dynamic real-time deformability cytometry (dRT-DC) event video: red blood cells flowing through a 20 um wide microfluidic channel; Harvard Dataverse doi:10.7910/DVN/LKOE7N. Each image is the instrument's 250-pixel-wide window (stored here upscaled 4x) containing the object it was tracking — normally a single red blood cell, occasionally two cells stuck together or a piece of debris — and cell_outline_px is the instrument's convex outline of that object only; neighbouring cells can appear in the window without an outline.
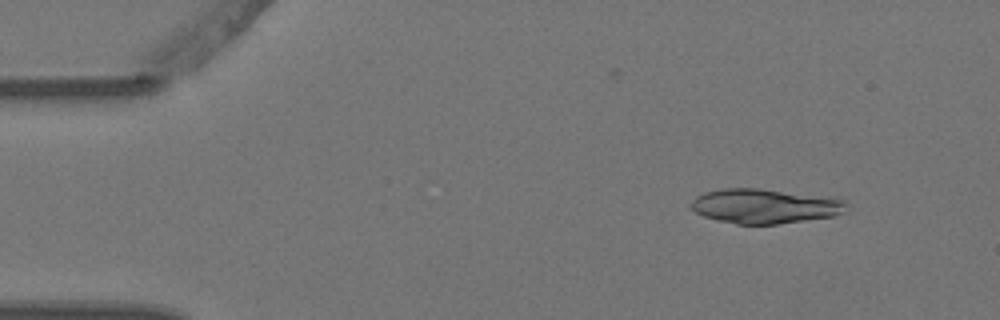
{"species": "Egyptian fruit bat (a non-hibernating species)", "species_latin": "Rousettus aegyptiacus", "temperature_condition": "warm", "stored_images_in_passage": 4, "camera_frame_rate_fps": 3000, "um_per_image_px": 0.085, "animal": {"sex": "female"}, "frame": {"image": 1, "passage_image": 1, "time_ms": 0.0, "image_size_px": [1000, 320], "cell_outline_px": [[848, 204], [836, 216], [776, 224], [736, 224], [704, 216], [688, 208], [692, 200], [696, 196], [704, 192], [724, 188], [760, 188], [840, 196]], "centroid_in_image_um": [65.06, 17.49], "position_along_channel_um": 19.9, "area_um2": 31.96}}